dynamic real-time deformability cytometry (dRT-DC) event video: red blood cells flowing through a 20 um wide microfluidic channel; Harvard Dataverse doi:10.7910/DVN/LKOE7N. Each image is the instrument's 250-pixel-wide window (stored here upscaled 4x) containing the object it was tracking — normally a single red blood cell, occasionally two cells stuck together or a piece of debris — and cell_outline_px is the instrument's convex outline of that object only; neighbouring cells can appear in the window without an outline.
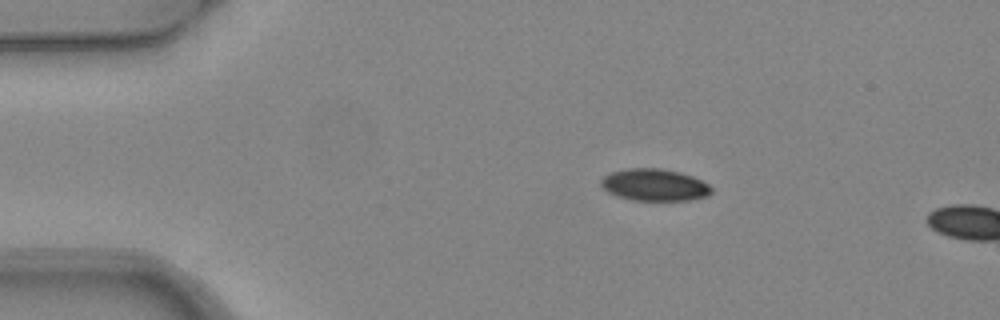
{"species": "common noctule bat (a hibernating species)", "species_latin": "Nyctalus noctula", "temperature_condition": "warm", "stored_images_in_passage": 2, "camera_frame_rate_fps": 3000, "um_per_image_px": 0.085, "animal": {"sex": "female", "body_mass_g": 24.6, "forearm_length_mm": 56.2}, "frame": {"image": 1, "passage_image": 1, "time_ms": 0.0, "image_size_px": [1000, 320], "cell_outline_px": [[712, 192], [708, 196], [692, 200], [632, 200], [616, 196], [608, 192], [600, 184], [600, 180], [608, 172], [628, 168], [660, 168], [680, 172], [692, 176], [708, 184], [712, 188]], "centroid_in_image_um": [55.61, 15.71], "position_along_channel_um": 29.4, "area_um2": 20.75}}